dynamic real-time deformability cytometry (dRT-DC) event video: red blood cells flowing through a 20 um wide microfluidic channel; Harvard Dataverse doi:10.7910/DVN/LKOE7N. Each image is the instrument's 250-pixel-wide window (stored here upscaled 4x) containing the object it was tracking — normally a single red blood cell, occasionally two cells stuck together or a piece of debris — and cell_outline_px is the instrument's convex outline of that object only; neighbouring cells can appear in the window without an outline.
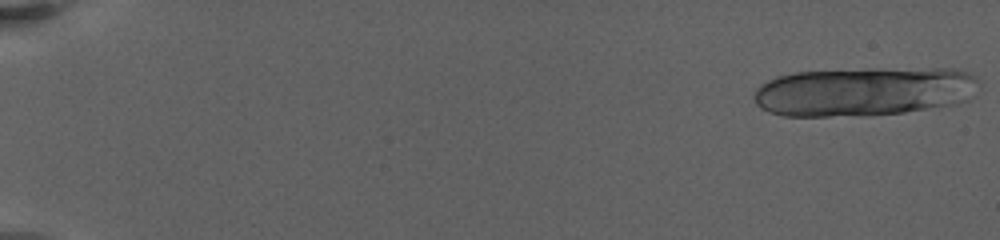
{"species": "human", "species_latin": "Homo sapiens", "temperature_condition": "warm", "stored_images_in_passage": 28, "camera_frame_rate_fps": 3000, "um_per_image_px": 0.085, "donor": {"sex": "female"}, "frame": {"image": 1, "passage_image": 1, "time_ms": 0.0, "image_size_px": [1000, 240], "cell_outline_px": [[980, 84], [976, 96], [968, 100], [956, 104], [904, 112], [864, 116], [784, 116], [768, 112], [760, 108], [756, 104], [752, 96], [756, 88], [760, 84], [776, 76], [796, 72], [936, 68], [944, 68], [964, 72], [972, 76]], "centroid_in_image_um": [73.42, 7.81], "position_along_channel_um": 11.6, "area_um2": 64.33}}